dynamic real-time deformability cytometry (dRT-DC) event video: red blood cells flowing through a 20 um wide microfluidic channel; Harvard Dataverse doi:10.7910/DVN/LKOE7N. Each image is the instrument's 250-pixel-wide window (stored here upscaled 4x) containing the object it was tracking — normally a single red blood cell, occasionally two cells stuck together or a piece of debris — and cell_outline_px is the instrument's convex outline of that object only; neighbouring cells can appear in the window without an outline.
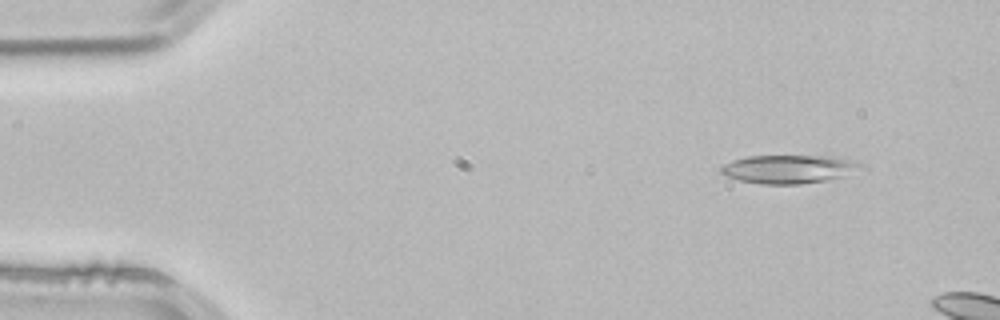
{"species": "common noctule bat (a hibernating species)", "species_latin": "Nyctalus noctula", "temperature_condition": "room temperature", "stored_images_in_passage": 2, "camera_frame_rate_fps": 3000, "um_per_image_px": 0.085, "animal": {"sex": "male", "body_mass_g": 21.5, "forearm_length_mm": 52.0}, "frame": {"image": 1, "passage_image": 1, "time_ms": 0.0, "image_size_px": [1000, 320], "cell_outline_px": [[864, 168], [840, 176], [824, 180], [800, 184], [760, 184], [740, 180], [724, 176], [720, 172], [720, 168], [724, 164], [732, 160], [748, 156], [828, 156], [852, 160], [864, 164]], "centroid_in_image_um": [67.0, 14.37], "position_along_channel_um": 18.0, "area_um2": 23.0}}